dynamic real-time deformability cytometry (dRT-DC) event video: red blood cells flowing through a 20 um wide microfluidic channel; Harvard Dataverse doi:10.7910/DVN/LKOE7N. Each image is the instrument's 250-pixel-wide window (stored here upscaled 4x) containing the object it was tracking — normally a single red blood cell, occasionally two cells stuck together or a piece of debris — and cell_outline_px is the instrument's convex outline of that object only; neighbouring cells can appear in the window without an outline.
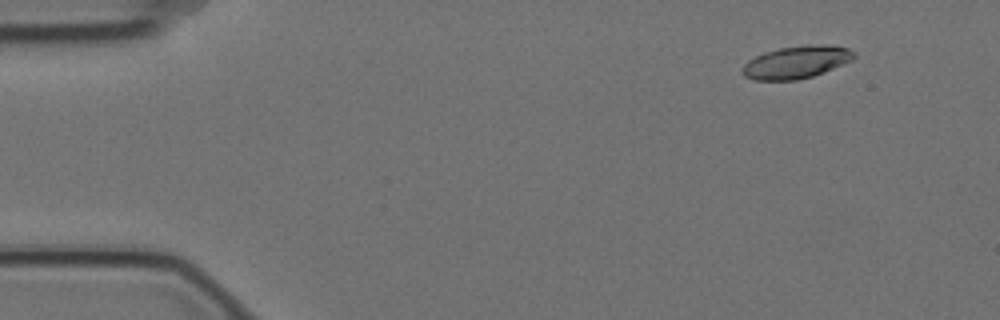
{"species": "Egyptian fruit bat (a non-hibernating species)", "species_latin": "Rousettus aegyptiacus", "temperature_condition": "cold", "stored_images_in_passage": 5, "camera_frame_rate_fps": 3000, "um_per_image_px": 0.085, "animal": {"sex": "female"}, "frame": {"image": 1, "passage_image": 2, "time_ms": 0.333, "image_size_px": [1000, 320], "cell_outline_px": [[856, 56], [852, 60], [824, 72], [812, 76], [796, 80], [752, 80], [744, 76], [740, 68], [748, 60], [764, 52], [776, 48], [808, 44], [832, 44], [848, 48], [856, 52]], "centroid_in_image_um": [67.69, 5.27], "position_along_channel_um": 17.3, "area_um2": 21.5}}
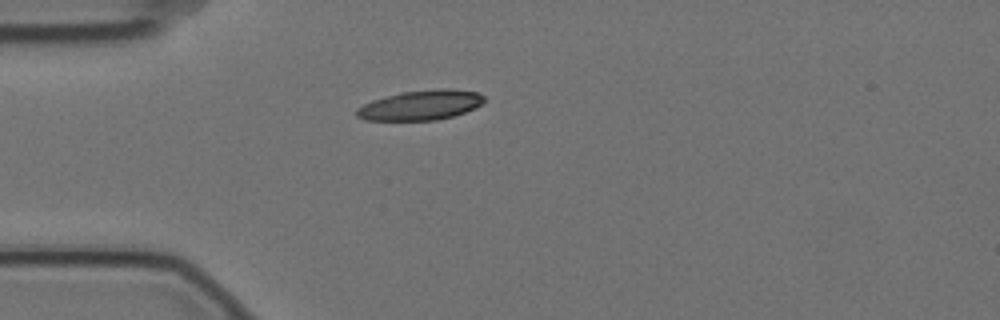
{"frame": {"image": 2, "passage_image": 5, "time_ms": 1.333, "image_size_px": [1000, 320], "cell_outline_px": [[484, 100], [476, 108], [452, 116], [436, 120], [364, 120], [356, 116], [356, 108], [372, 100], [400, 92], [440, 88], [448, 88], [476, 92], [484, 96]], "centroid_in_image_um": [35.73, 8.93], "position_along_channel_um": 49.3, "area_um2": 22.14}}